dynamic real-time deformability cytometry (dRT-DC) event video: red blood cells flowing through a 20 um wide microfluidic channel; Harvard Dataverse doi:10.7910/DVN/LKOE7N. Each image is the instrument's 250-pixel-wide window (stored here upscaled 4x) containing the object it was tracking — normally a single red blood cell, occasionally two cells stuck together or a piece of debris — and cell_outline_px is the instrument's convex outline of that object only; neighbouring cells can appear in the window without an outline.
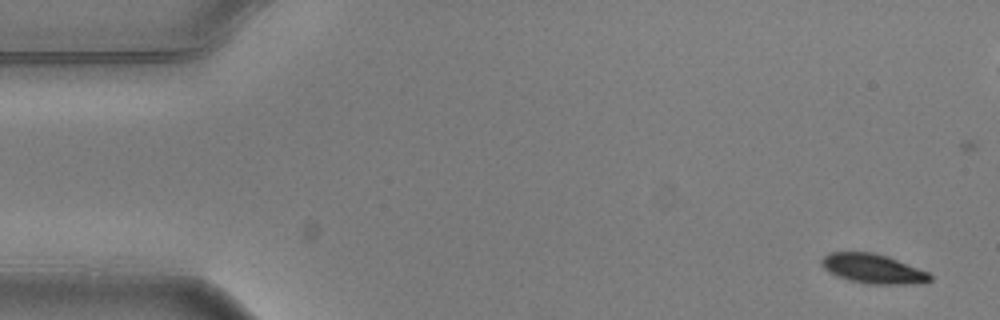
{"species": "common noctule bat (a hibernating species)", "species_latin": "Nyctalus noctula", "temperature_condition": "warm", "stored_images_in_passage": 5, "camera_frame_rate_fps": 3000, "um_per_image_px": 0.085, "animal": {"sex": "male", "body_mass_g": 20.5, "forearm_length_mm": 52.5}, "frame": {"image": 1, "passage_image": 1, "time_ms": 0.0, "image_size_px": [1000, 320], "cell_outline_px": [[932, 280], [920, 284], [868, 284], [848, 280], [836, 276], [828, 272], [820, 264], [820, 260], [828, 252], [872, 252], [888, 256], [928, 272], [932, 276]], "centroid_in_image_um": [74.19, 22.84], "position_along_channel_um": 10.8, "area_um2": 18.84}}